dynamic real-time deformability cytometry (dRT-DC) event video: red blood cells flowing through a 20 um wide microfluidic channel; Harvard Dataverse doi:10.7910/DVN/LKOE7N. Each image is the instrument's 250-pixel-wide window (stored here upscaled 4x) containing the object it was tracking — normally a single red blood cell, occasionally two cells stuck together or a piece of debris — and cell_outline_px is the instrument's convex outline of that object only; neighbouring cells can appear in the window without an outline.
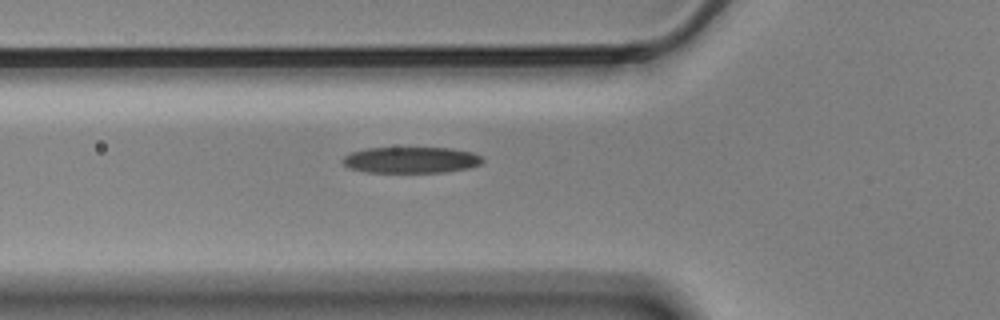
{"species": "Egyptian fruit bat (a non-hibernating species)", "species_latin": "Rousettus aegyptiacus", "temperature_condition": "cold", "stored_images_in_passage": 26, "camera_frame_rate_fps": 3000, "um_per_image_px": 0.085, "animal": {"sex": "male"}, "frame": {"image": 1, "passage_image": 5, "time_ms": 1.333, "image_size_px": [1000, 320], "cell_outline_px": [[484, 160], [480, 164], [468, 168], [444, 172], [364, 172], [348, 168], [340, 160], [344, 156], [352, 152], [368, 148], [452, 148], [472, 152], [480, 156]], "centroid_in_image_um": [34.91, 13.6], "position_along_channel_um": 90.9, "area_um2": 21.33}}